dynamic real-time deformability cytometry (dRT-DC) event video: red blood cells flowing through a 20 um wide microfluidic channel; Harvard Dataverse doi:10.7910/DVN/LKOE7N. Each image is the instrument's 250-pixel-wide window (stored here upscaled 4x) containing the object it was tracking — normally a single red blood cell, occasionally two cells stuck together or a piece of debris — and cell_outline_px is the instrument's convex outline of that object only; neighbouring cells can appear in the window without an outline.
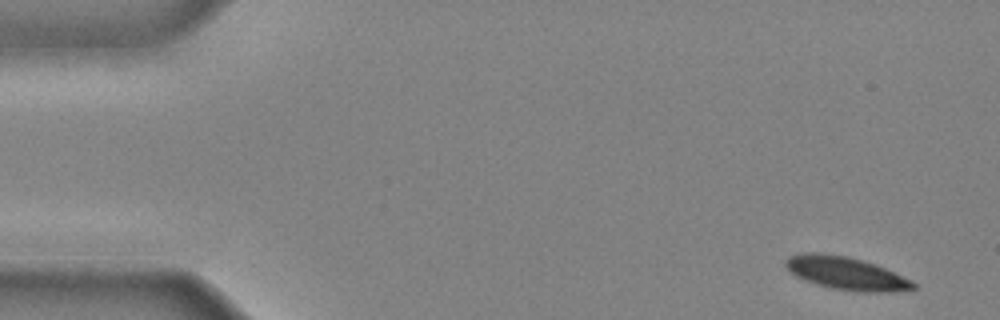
{"species": "common noctule bat (a hibernating species)", "species_latin": "Nyctalus noctula", "temperature_condition": "cold", "stored_images_in_passage": 43, "camera_frame_rate_fps": 3000, "um_per_image_px": 0.085, "animal": {"sex": "male", "body_mass_g": 20.4}, "frame": {"image": 1, "passage_image": 2, "time_ms": 0.333, "image_size_px": [1000, 320], "cell_outline_px": [[916, 288], [892, 292], [860, 292], [832, 288], [816, 284], [804, 280], [796, 276], [784, 264], [784, 260], [788, 256], [800, 252], [820, 252], [848, 256], [876, 264], [912, 280], [916, 284]], "centroid_in_image_um": [71.9, 23.21], "position_along_channel_um": 13.1, "area_um2": 24.68}}
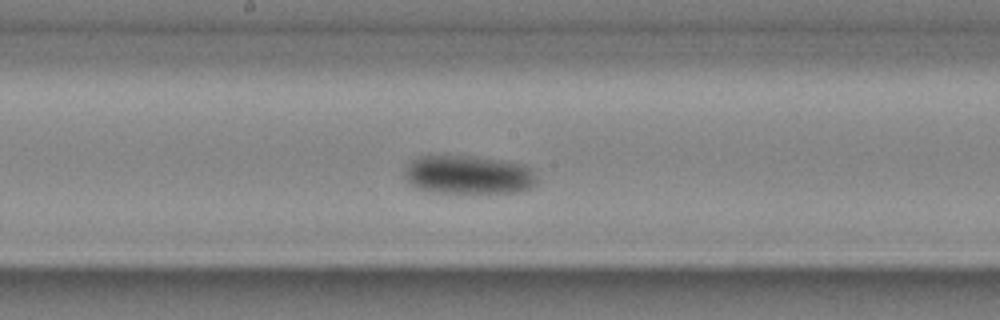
{"frame": {"image": 2, "passage_image": 23, "time_ms": 7.333, "image_size_px": [1000, 320], "cell_outline_px": [[536, 184], [532, 188], [520, 192], [432, 192], [416, 188], [404, 176], [404, 168], [412, 160], [420, 156], [476, 156], [524, 164], [532, 168], [536, 176]], "centroid_in_image_um": [39.84, 14.85], "position_along_channel_um": 208.4, "area_um2": 29.88}}
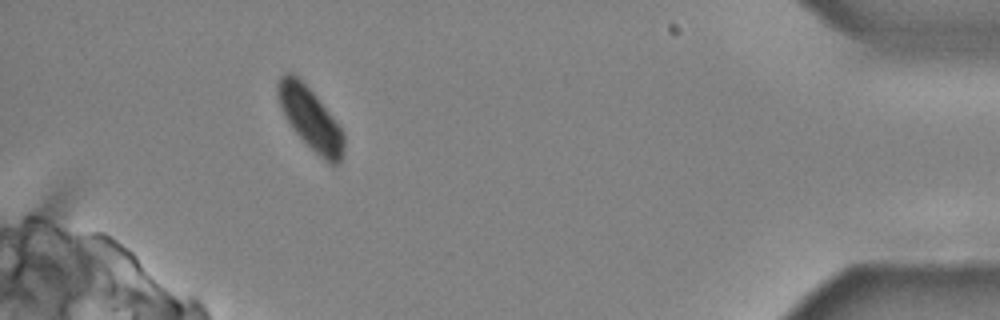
{"frame": {"image": 3, "passage_image": 40, "time_ms": 13.0, "image_size_px": [1000, 320], "cell_outline_px": [[344, 152], [340, 164], [328, 164], [292, 128], [284, 116], [276, 92], [276, 84], [280, 76], [284, 72], [292, 72], [316, 96], [344, 132]], "centroid_in_image_um": [26.38, 10.07], "position_along_channel_um": 408.8, "area_um2": 23.58}}